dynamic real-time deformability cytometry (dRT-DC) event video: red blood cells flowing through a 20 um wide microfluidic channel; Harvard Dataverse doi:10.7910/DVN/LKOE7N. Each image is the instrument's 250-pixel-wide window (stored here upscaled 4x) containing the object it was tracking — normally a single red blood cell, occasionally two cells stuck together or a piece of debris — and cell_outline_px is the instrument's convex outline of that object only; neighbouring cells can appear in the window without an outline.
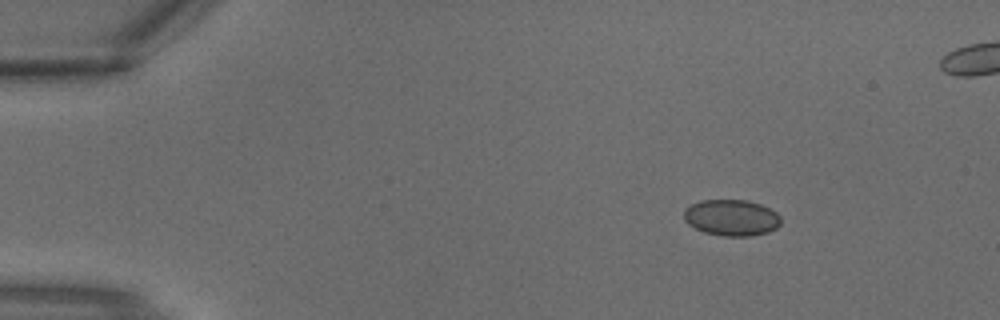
{"species": "common noctule bat (a hibernating species)", "species_latin": "Nyctalus noctula", "temperature_condition": "warm", "stored_images_in_passage": 3, "camera_frame_rate_fps": 3000, "um_per_image_px": 0.085, "animal": {"sex": "male", "body_mass_g": 18.8}, "frame": {"image": 1, "passage_image": 1, "time_ms": 0.0, "image_size_px": [1000, 320], "cell_outline_px": [[780, 224], [776, 228], [768, 232], [752, 236], [724, 236], [704, 232], [688, 224], [684, 220], [684, 208], [700, 200], [748, 200], [760, 204], [776, 212], [780, 216]], "centroid_in_image_um": [62.17, 18.5], "position_along_channel_um": 22.8, "area_um2": 20.52}}